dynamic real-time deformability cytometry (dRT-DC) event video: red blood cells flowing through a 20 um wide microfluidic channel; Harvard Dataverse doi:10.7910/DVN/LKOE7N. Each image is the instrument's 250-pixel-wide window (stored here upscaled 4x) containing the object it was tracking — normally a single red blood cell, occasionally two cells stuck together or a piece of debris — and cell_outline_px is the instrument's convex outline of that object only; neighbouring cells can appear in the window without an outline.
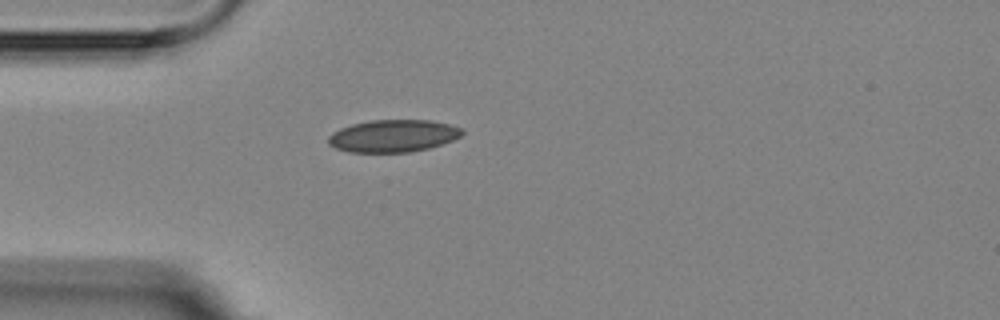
{"species": "Egyptian fruit bat (a non-hibernating species)", "species_latin": "Rousettus aegyptiacus", "temperature_condition": "room temperature", "stored_images_in_passage": 1, "camera_frame_rate_fps": 3000, "um_per_image_px": 0.085, "animal": {"sex": "female"}, "frame": {"image": 1, "passage_image": 1, "time_ms": 0.0, "image_size_px": [1000, 320], "cell_outline_px": [[464, 132], [460, 136], [452, 140], [428, 148], [408, 152], [348, 152], [336, 148], [328, 144], [328, 136], [332, 132], [340, 128], [352, 124], [372, 120], [432, 120], [464, 128]], "centroid_in_image_um": [33.4, 11.54], "position_along_channel_um": 51.6, "area_um2": 25.2}}